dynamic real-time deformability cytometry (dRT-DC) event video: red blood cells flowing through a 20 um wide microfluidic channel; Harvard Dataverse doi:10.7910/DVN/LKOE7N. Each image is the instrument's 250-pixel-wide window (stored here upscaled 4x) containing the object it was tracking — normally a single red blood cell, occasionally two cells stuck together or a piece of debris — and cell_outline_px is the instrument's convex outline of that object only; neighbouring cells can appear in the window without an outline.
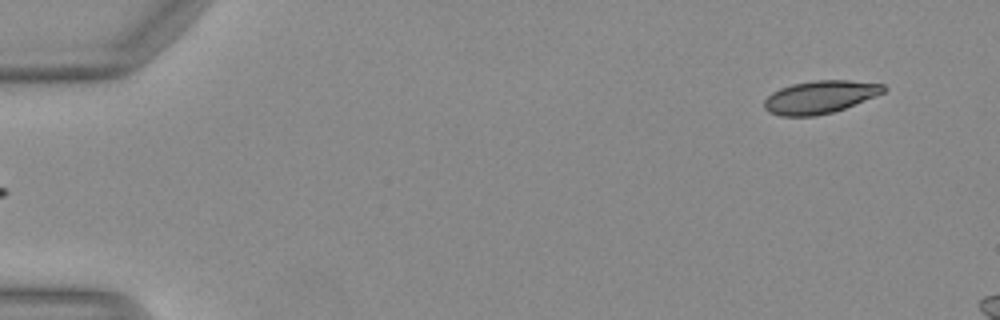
{"species": "Egyptian fruit bat (a non-hibernating species)", "species_latin": "Rousettus aegyptiacus", "temperature_condition": "warm", "stored_images_in_passage": 8, "camera_frame_rate_fps": 3000, "um_per_image_px": 0.085, "animal": {"sex": "female"}, "frame": {"image": 1, "passage_image": 1, "time_ms": 0.0, "image_size_px": [1000, 320], "cell_outline_px": [[888, 88], [884, 92], [876, 96], [844, 108], [832, 112], [816, 116], [780, 116], [768, 112], [764, 108], [764, 100], [772, 92], [780, 88], [792, 84], [812, 80], [848, 80], [884, 84]], "centroid_in_image_um": [69.69, 8.24], "position_along_channel_um": 15.3, "area_um2": 22.89}}